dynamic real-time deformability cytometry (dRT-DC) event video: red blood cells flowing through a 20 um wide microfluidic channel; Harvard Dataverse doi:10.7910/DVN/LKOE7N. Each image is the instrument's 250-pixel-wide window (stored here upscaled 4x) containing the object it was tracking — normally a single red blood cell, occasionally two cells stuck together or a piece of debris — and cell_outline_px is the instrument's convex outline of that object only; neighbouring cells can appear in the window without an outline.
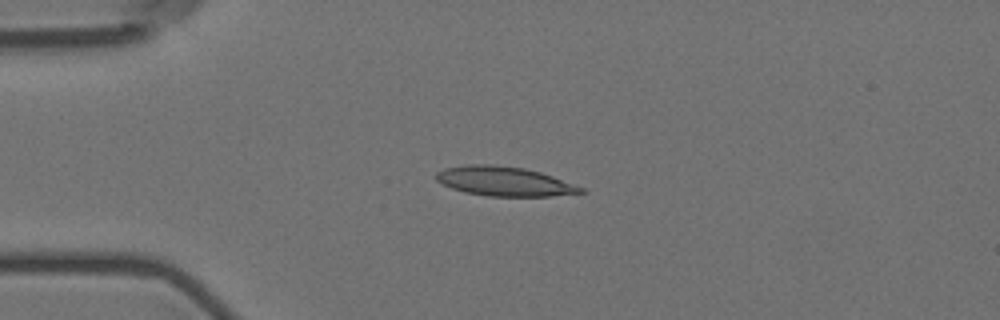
{"species": "Egyptian fruit bat (a non-hibernating species)", "species_latin": "Rousettus aegyptiacus", "temperature_condition": "room temperature", "stored_images_in_passage": 4, "camera_frame_rate_fps": 3000, "um_per_image_px": 0.085, "animal": {"sex": "female"}, "frame": {"image": 1, "passage_image": 4, "time_ms": 1.0, "image_size_px": [1000, 320], "cell_outline_px": [[588, 192], [552, 196], [488, 196], [464, 192], [452, 188], [436, 180], [436, 172], [444, 168], [464, 164], [492, 164], [524, 168], [540, 172], [552, 176], [584, 188]], "centroid_in_image_um": [42.86, 15.41], "position_along_channel_um": 42.1, "area_um2": 24.8}}